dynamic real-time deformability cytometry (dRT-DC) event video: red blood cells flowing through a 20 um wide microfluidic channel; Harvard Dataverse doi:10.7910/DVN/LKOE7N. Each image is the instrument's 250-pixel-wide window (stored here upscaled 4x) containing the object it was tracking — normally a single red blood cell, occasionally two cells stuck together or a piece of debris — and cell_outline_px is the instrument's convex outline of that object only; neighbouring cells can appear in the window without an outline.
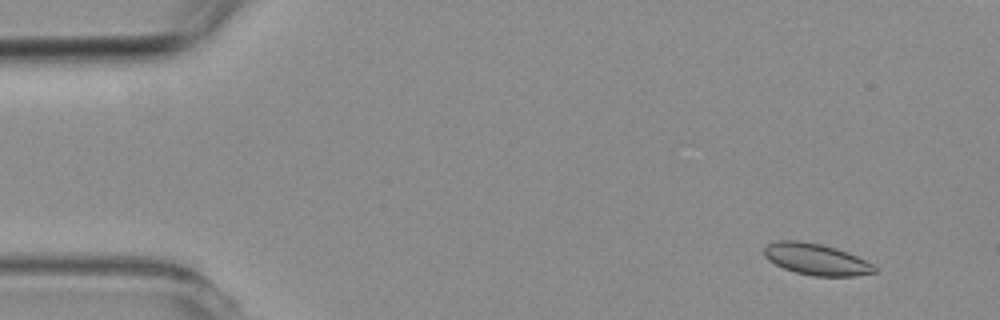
{"species": "common noctule bat (a hibernating species)", "species_latin": "Nyctalus noctula", "temperature_condition": "room temperature", "stored_images_in_passage": 5, "camera_frame_rate_fps": 3000, "um_per_image_px": 0.085, "animal": {"sex": "female", "body_mass_g": 19.3, "forearm_length_mm": 54.1}, "frame": {"image": 1, "passage_image": 2, "time_ms": 1.333, "image_size_px": [1000, 320], "cell_outline_px": [[880, 272], [856, 276], [812, 276], [796, 272], [784, 268], [768, 260], [764, 256], [764, 248], [768, 244], [776, 240], [800, 240], [820, 244], [836, 248], [856, 256], [880, 268]], "centroid_in_image_um": [69.41, 22.04], "position_along_channel_um": 15.6, "area_um2": 20.35}}